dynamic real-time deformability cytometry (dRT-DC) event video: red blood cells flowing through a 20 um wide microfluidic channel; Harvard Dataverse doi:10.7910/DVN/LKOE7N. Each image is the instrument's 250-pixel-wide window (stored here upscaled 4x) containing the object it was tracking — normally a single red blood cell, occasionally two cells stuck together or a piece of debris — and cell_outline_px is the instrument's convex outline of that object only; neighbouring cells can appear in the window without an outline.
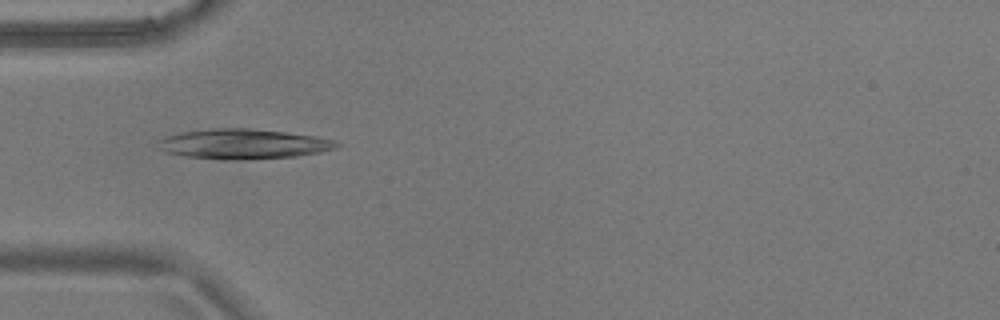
{"species": "common noctule bat (a hibernating species)", "species_latin": "Nyctalus noctula", "temperature_condition": "warm", "stored_images_in_passage": 53, "camera_frame_rate_fps": 3000, "um_per_image_px": 0.085, "animal": {"sex": "male", "body_mass_g": 17.9}, "frame": {"image": 1, "passage_image": 15, "time_ms": 4.667, "image_size_px": [1000, 320], "cell_outline_px": [[340, 144], [336, 148], [320, 152], [296, 156], [240, 160], [224, 160], [184, 156], [164, 152], [160, 148], [160, 140], [168, 136], [180, 132], [212, 128], [252, 128], [316, 136], [332, 140]], "centroid_in_image_um": [20.68, 12.24], "position_along_channel_um": 64.3, "area_um2": 31.1}}
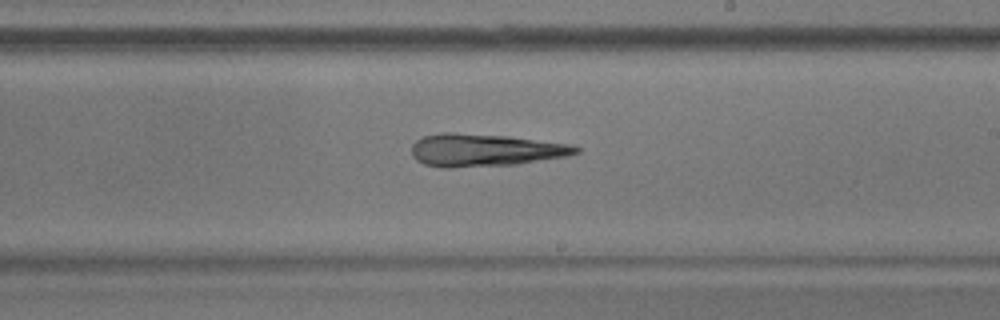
{"frame": {"image": 2, "passage_image": 30, "time_ms": 9.667, "image_size_px": [1000, 320], "cell_outline_px": [[580, 152], [568, 156], [516, 164], [452, 168], [440, 168], [424, 164], [416, 160], [412, 156], [412, 144], [416, 140], [424, 136], [440, 132], [452, 132], [508, 136], [568, 144], [580, 148]], "centroid_in_image_um": [41.17, 12.76], "position_along_channel_um": 247.8, "area_um2": 31.33}}
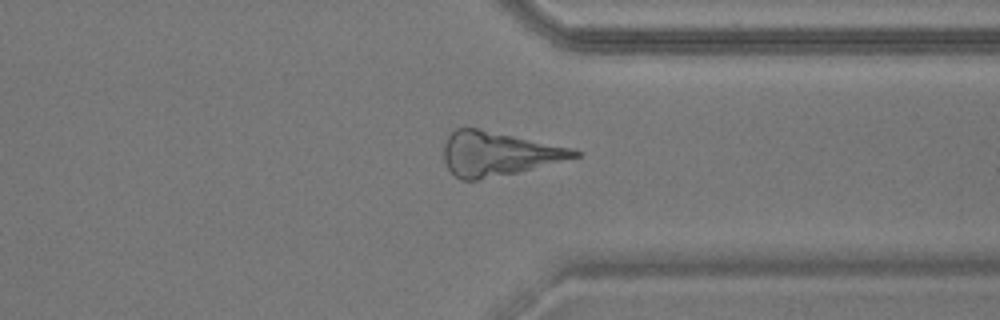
{"frame": {"image": 3, "passage_image": 40, "time_ms": 13.0, "image_size_px": [1000, 320], "cell_outline_px": [[584, 152], [580, 156], [516, 172], [476, 180], [460, 180], [448, 168], [444, 160], [444, 144], [448, 136], [456, 128], [476, 128], [568, 148]], "centroid_in_image_um": [42.28, 13.07], "position_along_channel_um": 369.1, "area_um2": 32.54}}